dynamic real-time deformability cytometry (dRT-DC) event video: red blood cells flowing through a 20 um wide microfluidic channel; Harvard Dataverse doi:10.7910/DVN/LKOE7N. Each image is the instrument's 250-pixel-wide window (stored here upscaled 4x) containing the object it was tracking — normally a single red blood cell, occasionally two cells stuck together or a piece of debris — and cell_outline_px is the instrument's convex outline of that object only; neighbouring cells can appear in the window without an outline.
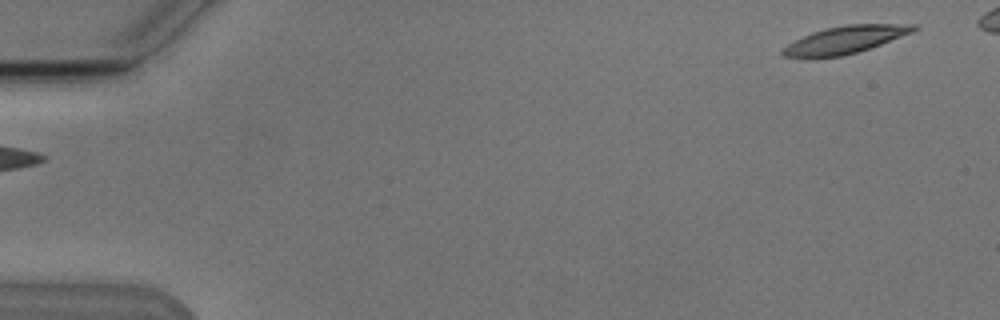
{"species": "Egyptian fruit bat (a non-hibernating species)", "species_latin": "Rousettus aegyptiacus", "temperature_condition": "cold", "stored_images_in_passage": 6, "camera_frame_rate_fps": 3000, "um_per_image_px": 0.085, "animal": {"sex": "male"}, "frame": {"image": 1, "passage_image": 1, "time_ms": 0.0, "image_size_px": [1000, 320], "cell_outline_px": [[920, 28], [912, 32], [880, 44], [856, 52], [840, 56], [784, 56], [780, 52], [788, 44], [812, 32], [824, 28], [848, 24], [916, 24]], "centroid_in_image_um": [71.89, 3.34], "position_along_channel_um": 13.1, "area_um2": 20.29}}